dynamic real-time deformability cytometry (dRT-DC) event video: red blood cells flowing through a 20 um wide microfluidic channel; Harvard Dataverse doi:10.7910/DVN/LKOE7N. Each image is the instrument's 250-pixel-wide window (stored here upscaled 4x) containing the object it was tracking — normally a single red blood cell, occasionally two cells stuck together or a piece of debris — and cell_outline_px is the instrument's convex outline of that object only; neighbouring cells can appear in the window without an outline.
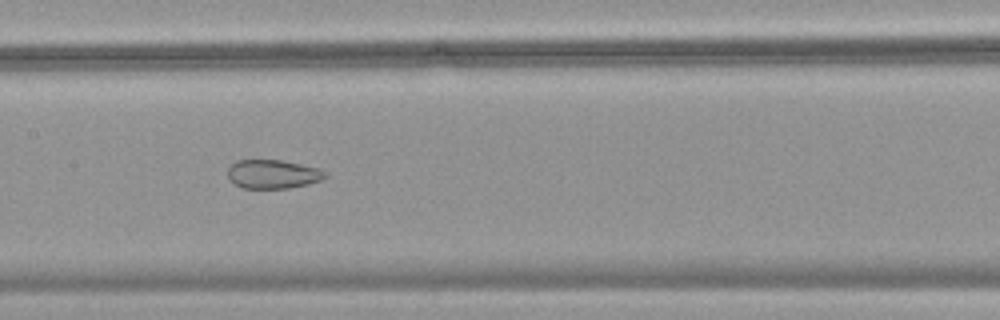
{"species": "common noctule bat (a hibernating species)", "species_latin": "Nyctalus noctula", "temperature_condition": "warm", "stored_images_in_passage": 49, "camera_frame_rate_fps": 3000, "um_per_image_px": 0.085, "animal": {"sex": "female", "body_mass_g": 18.4}, "frame": {"image": 1, "passage_image": 25, "time_ms": 8.0, "image_size_px": [1000, 320], "cell_outline_px": [[328, 176], [320, 180], [308, 184], [288, 188], [244, 188], [228, 180], [228, 168], [236, 160], [280, 160], [320, 168], [328, 172]], "centroid_in_image_um": [23.21, 14.8], "position_along_channel_um": 184.2, "area_um2": 16.42}}
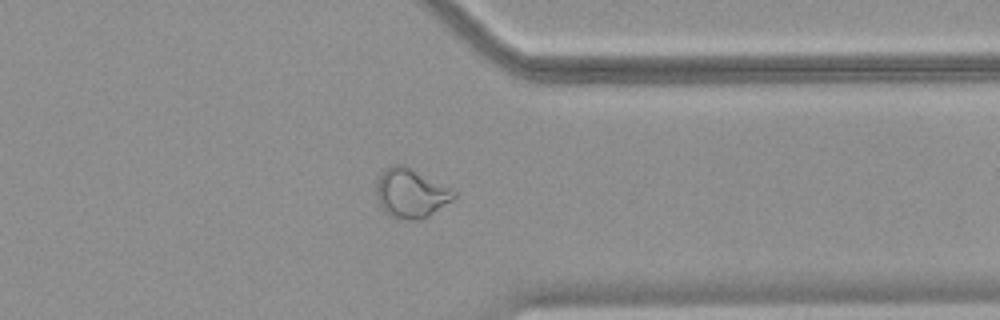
{"frame": {"image": 2, "passage_image": 39, "time_ms": 12.667, "image_size_px": [1000, 320], "cell_outline_px": [[456, 196], [452, 200], [428, 216], [420, 220], [400, 220], [388, 216], [380, 208], [376, 196], [376, 180], [392, 164], [404, 164], [456, 192]], "centroid_in_image_um": [34.87, 16.46], "position_along_channel_um": 376.5, "area_um2": 22.2}}
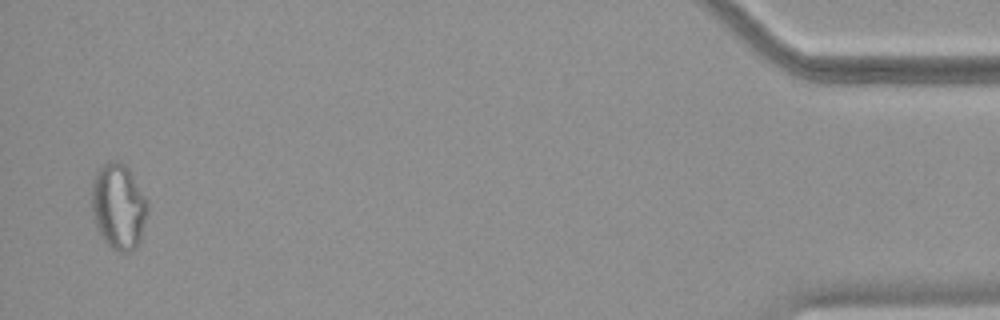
{"frame": {"image": 3, "passage_image": 48, "time_ms": 15.667, "image_size_px": [1000, 320], "cell_outline_px": [[148, 208], [140, 236], [136, 248], [124, 252], [116, 252], [100, 236], [96, 228], [92, 212], [92, 184], [96, 172], [108, 160], [120, 160], [128, 168], [144, 196], [148, 204]], "centroid_in_image_um": [10.04, 17.54], "position_along_channel_um": 425.2, "area_um2": 27.63}}